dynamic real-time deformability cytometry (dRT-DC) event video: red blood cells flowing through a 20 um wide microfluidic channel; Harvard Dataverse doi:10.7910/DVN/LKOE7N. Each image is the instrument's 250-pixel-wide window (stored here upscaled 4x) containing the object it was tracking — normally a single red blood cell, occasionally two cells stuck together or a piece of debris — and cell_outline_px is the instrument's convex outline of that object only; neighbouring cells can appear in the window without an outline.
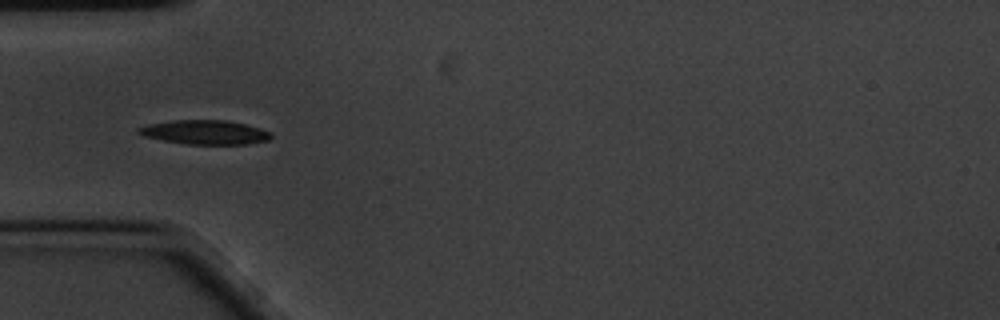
{"species": "common noctule bat (a hibernating species)", "species_latin": "Nyctalus noctula", "temperature_condition": "cold", "stored_images_in_passage": 21, "camera_frame_rate_fps": 3000, "um_per_image_px": 0.085, "animal": {"sex": "male", "body_mass_g": 20.1, "forearm_length_mm": 53.5}, "frame": {"image": 1, "passage_image": 4, "time_ms": 1.0, "image_size_px": [1000, 320], "cell_outline_px": [[272, 136], [268, 140], [248, 144], [188, 144], [164, 140], [144, 136], [136, 132], [136, 128], [148, 124], [172, 120], [224, 120], [244, 124], [260, 128], [272, 132]], "centroid_in_image_um": [17.41, 11.24], "position_along_channel_um": 67.6, "area_um2": 18.61}}
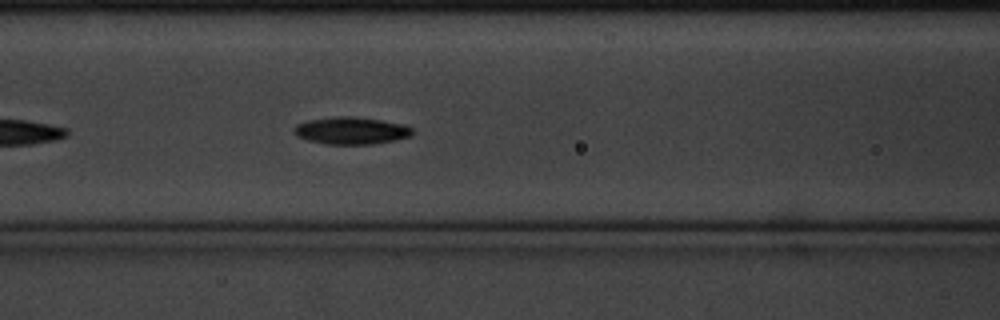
{"frame": {"image": 2, "passage_image": 10, "time_ms": 3.0, "image_size_px": [1000, 320], "cell_outline_px": [[412, 132], [408, 136], [392, 140], [372, 144], [328, 144], [308, 140], [296, 136], [292, 132], [292, 128], [296, 124], [308, 120], [340, 116], [352, 116], [380, 120], [404, 124], [412, 128]], "centroid_in_image_um": [29.78, 11.1], "position_along_channel_um": 136.8, "area_um2": 18.61}}